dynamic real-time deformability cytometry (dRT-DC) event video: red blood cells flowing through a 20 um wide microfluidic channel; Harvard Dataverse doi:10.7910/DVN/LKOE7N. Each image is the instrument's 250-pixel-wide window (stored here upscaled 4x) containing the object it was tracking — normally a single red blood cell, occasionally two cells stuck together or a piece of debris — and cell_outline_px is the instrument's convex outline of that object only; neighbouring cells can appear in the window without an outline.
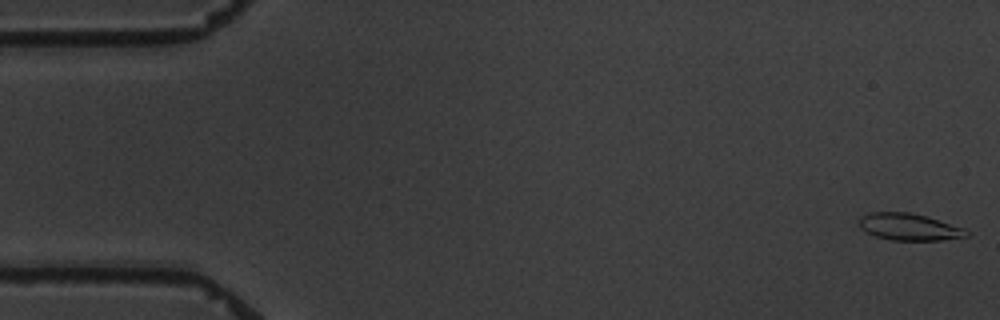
{"species": "common noctule bat (a hibernating species)", "species_latin": "Nyctalus noctula", "temperature_condition": "warm", "stored_images_in_passage": 6, "camera_frame_rate_fps": 3000, "um_per_image_px": 0.085, "animal": {"sex": "male", "body_mass_g": 19.5, "forearm_length_mm": 54.6}, "frame": {"image": 1, "passage_image": 1, "time_ms": 0.0, "image_size_px": [1000, 320], "cell_outline_px": [[968, 236], [940, 240], [888, 240], [876, 236], [860, 228], [860, 216], [872, 212], [908, 212], [924, 216], [964, 228], [968, 232]], "centroid_in_image_um": [77.25, 19.29], "position_along_channel_um": 7.8, "area_um2": 16.53}}
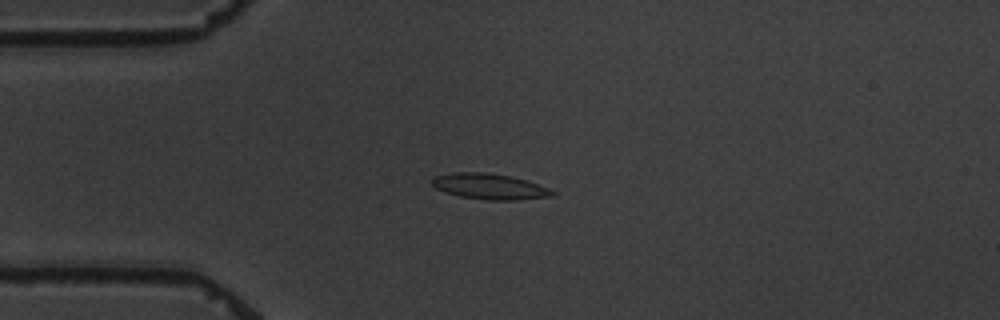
{"frame": {"image": 2, "passage_image": 4, "time_ms": 4.333, "image_size_px": [1000, 320], "cell_outline_px": [[556, 196], [516, 200], [488, 200], [460, 196], [444, 192], [436, 188], [432, 184], [432, 180], [436, 176], [452, 172], [484, 172], [508, 176], [528, 180], [548, 188], [556, 192]], "centroid_in_image_um": [41.65, 15.85], "position_along_channel_um": 43.4, "area_um2": 18.03}}
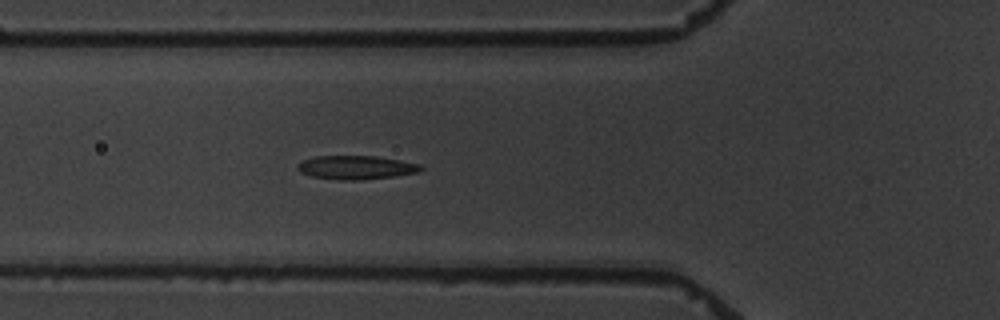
{"frame": {"image": 3, "passage_image": 6, "time_ms": 6.333, "image_size_px": [1000, 320], "cell_outline_px": [[424, 168], [416, 172], [392, 176], [360, 180], [336, 180], [312, 176], [300, 172], [296, 168], [296, 164], [304, 160], [316, 156], [376, 156], [420, 164]], "centroid_in_image_um": [30.21, 14.23], "position_along_channel_um": 95.6, "area_um2": 16.88}}